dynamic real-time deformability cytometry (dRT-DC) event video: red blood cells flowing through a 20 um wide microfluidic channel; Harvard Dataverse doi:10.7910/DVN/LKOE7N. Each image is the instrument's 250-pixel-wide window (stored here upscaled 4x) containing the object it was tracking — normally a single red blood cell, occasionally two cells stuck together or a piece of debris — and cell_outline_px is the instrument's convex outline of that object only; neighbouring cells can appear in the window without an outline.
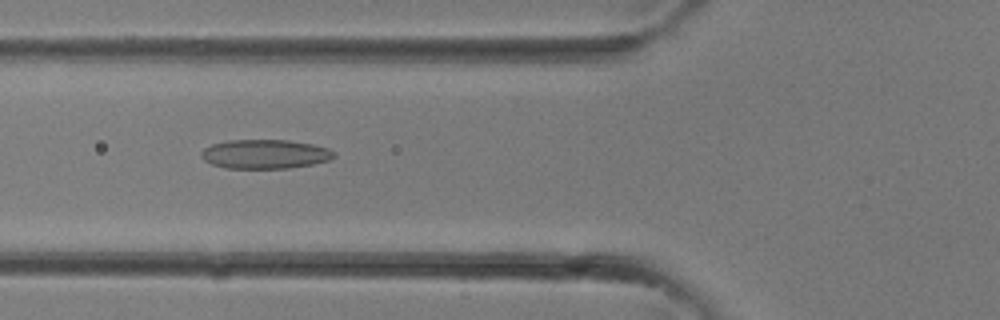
{"species": "common noctule bat (a hibernating species)", "species_latin": "Nyctalus noctula", "temperature_condition": "room temperature", "stored_images_in_passage": 32, "camera_frame_rate_fps": 3000, "um_per_image_px": 0.085, "animal": {"sex": "female"}, "frame": {"image": 1, "passage_image": 12, "time_ms": 3.667, "image_size_px": [1000, 320], "cell_outline_px": [[336, 156], [328, 160], [312, 164], [288, 168], [224, 168], [212, 164], [204, 160], [200, 156], [200, 152], [204, 148], [212, 144], [228, 140], [288, 140], [312, 144], [328, 148], [336, 152]], "centroid_in_image_um": [22.51, 13.09], "position_along_channel_um": 103.3, "area_um2": 22.6}}
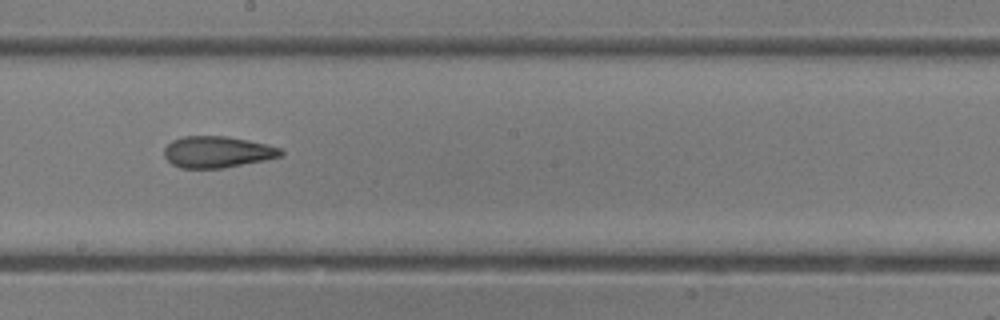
{"frame": {"image": 2, "passage_image": 18, "time_ms": 5.667, "image_size_px": [1000, 320], "cell_outline_px": [[284, 156], [224, 168], [180, 168], [172, 164], [164, 156], [164, 148], [172, 140], [184, 136], [228, 136], [268, 144], [280, 148], [284, 152]], "centroid_in_image_um": [18.49, 12.91], "position_along_channel_um": 229.7, "area_um2": 21.5}}
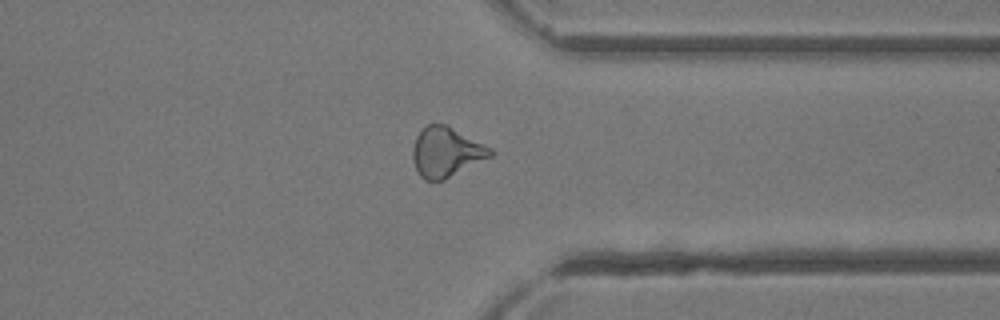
{"frame": {"image": 3, "passage_image": 25, "time_ms": 8.0, "image_size_px": [1000, 320], "cell_outline_px": [[492, 156], [444, 180], [424, 180], [420, 176], [416, 168], [412, 156], [412, 148], [416, 136], [428, 124], [444, 124], [492, 148]], "centroid_in_image_um": [37.91, 12.94], "position_along_channel_um": 373.5, "area_um2": 22.2}}